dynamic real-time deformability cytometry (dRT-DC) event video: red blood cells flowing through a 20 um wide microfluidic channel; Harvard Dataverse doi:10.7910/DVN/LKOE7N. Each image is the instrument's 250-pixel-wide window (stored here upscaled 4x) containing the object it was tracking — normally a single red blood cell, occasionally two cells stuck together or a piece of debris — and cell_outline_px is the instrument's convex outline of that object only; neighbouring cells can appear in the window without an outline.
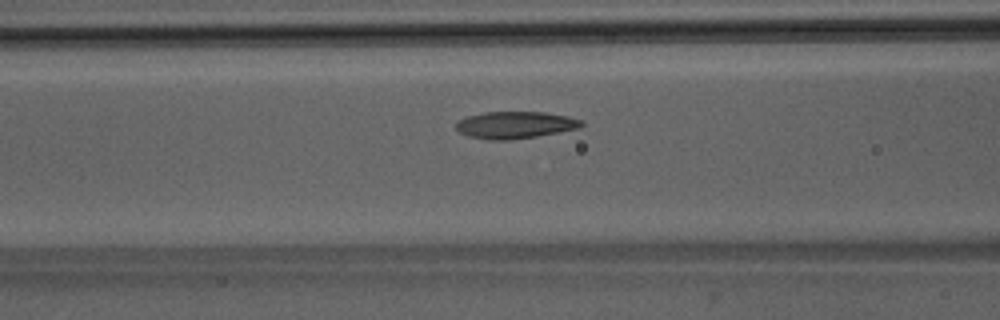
{"species": "Egyptian fruit bat (a non-hibernating species)", "species_latin": "Rousettus aegyptiacus", "temperature_condition": "room temperature", "stored_images_in_passage": 46, "camera_frame_rate_fps": 3000, "um_per_image_px": 0.085, "animal": {"sex": "male"}, "frame": {"image": 1, "passage_image": 16, "time_ms": 5.0, "image_size_px": [1000, 320], "cell_outline_px": [[584, 124], [580, 128], [536, 136], [508, 140], [488, 140], [468, 136], [460, 132], [456, 128], [456, 120], [468, 116], [484, 112], [544, 112], [568, 116], [580, 120]], "centroid_in_image_um": [43.76, 10.62], "position_along_channel_um": 122.8, "area_um2": 19.71}}
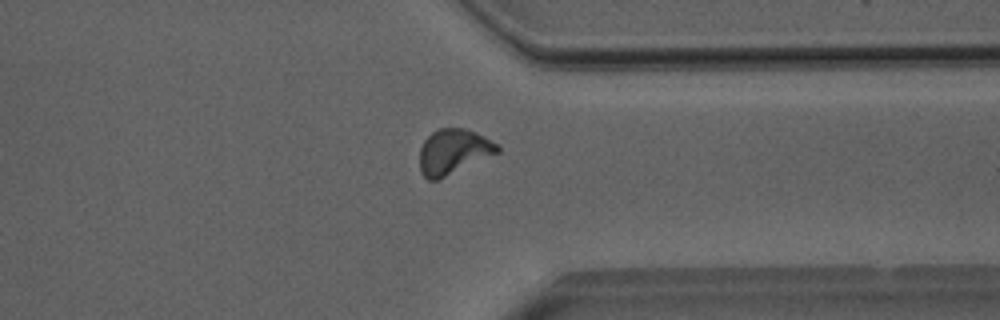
{"frame": {"image": 2, "passage_image": 35, "time_ms": 11.333, "image_size_px": [1000, 320], "cell_outline_px": [[500, 152], [436, 180], [428, 180], [420, 172], [420, 148], [424, 140], [432, 132], [440, 128], [464, 128], [476, 132], [484, 136], [496, 144], [500, 148]], "centroid_in_image_um": [38.52, 12.88], "position_along_channel_um": 372.9, "area_um2": 20.23}}
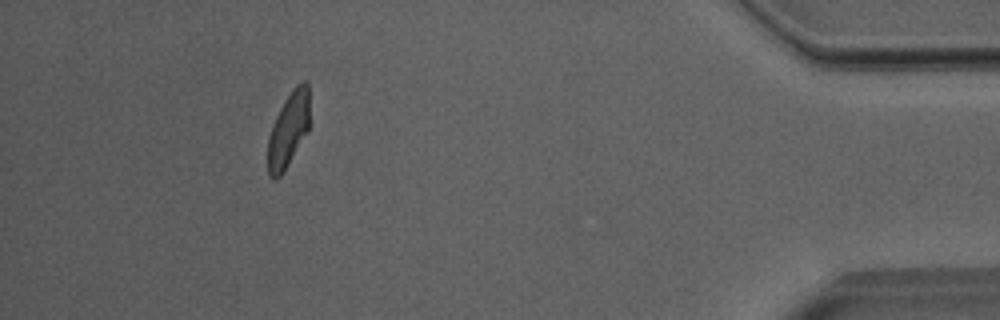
{"frame": {"image": 3, "passage_image": 42, "time_ms": 13.667, "image_size_px": [1000, 320], "cell_outline_px": [[308, 132], [280, 176], [276, 180], [272, 180], [268, 176], [268, 136], [272, 124], [280, 108], [292, 88], [296, 84], [304, 80], [308, 84]], "centroid_in_image_um": [24.49, 11.04], "position_along_channel_um": 410.7, "area_um2": 18.09}, "authors_computed_cell_mechanics": {"area_um2": 19.5942, "velocity_mm_per_s": 3.9813, "shape_relaxation_time_tau1_ms": 3.9743, "shape_relaxation_time_tau2_ms": 1.5388, "deformation_change_tau1": 0.1624, "deformation_change_tau2": 0.0881}}